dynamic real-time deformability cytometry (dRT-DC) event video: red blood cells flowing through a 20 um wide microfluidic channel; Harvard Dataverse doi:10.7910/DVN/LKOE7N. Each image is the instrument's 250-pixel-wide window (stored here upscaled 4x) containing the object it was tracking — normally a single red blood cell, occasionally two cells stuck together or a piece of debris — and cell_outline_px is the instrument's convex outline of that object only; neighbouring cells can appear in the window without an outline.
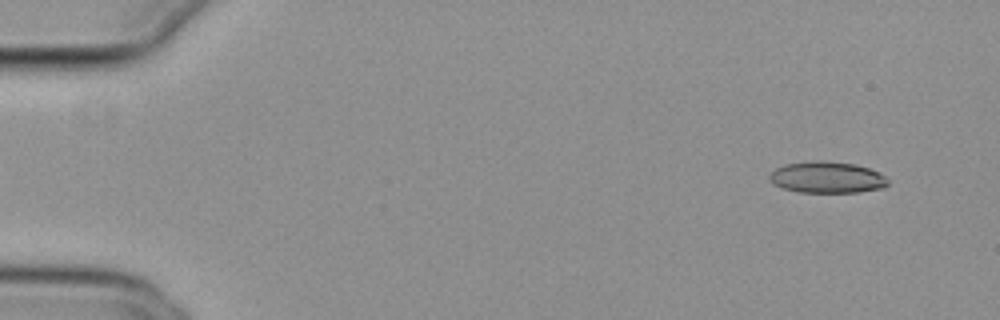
{"species": "common noctule bat (a hibernating species)", "species_latin": "Nyctalus noctula", "temperature_condition": "cold", "stored_images_in_passage": 30, "camera_frame_rate_fps": 3000, "um_per_image_px": 0.085, "animal": {"sex": "female", "body_mass_g": 29.2, "forearm_length_mm": 56.3}, "frame": {"image": 1, "passage_image": 2, "time_ms": 0.333, "image_size_px": [1000, 320], "cell_outline_px": [[888, 184], [884, 188], [860, 192], [796, 192], [784, 188], [776, 184], [768, 176], [776, 168], [784, 164], [816, 160], [820, 160], [856, 164], [880, 172], [888, 180]], "centroid_in_image_um": [70.34, 15.07], "position_along_channel_um": 14.7, "area_um2": 21.68}}
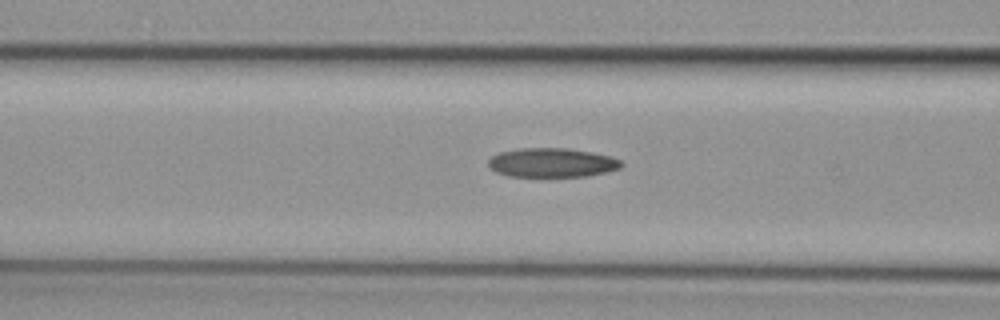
{"frame": {"image": 2, "passage_image": 20, "time_ms": 6.333, "image_size_px": [1000, 320], "cell_outline_px": [[624, 164], [620, 168], [588, 176], [508, 176], [496, 172], [488, 164], [488, 160], [492, 156], [500, 152], [520, 148], [568, 148], [592, 152], [612, 156], [620, 160]], "centroid_in_image_um": [46.93, 13.82], "position_along_channel_um": 119.7, "area_um2": 22.54}}
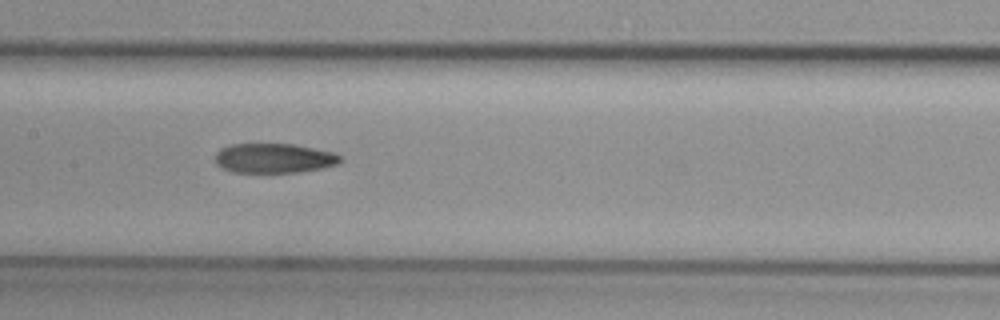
{"frame": {"image": 3, "passage_image": 25, "time_ms": 8.0, "image_size_px": [1000, 320], "cell_outline_px": [[340, 160], [336, 164], [320, 168], [296, 172], [232, 172], [216, 164], [216, 152], [220, 148], [232, 144], [296, 144], [332, 152], [340, 156]], "centroid_in_image_um": [23.25, 13.44], "position_along_channel_um": 184.2, "area_um2": 21.33}}